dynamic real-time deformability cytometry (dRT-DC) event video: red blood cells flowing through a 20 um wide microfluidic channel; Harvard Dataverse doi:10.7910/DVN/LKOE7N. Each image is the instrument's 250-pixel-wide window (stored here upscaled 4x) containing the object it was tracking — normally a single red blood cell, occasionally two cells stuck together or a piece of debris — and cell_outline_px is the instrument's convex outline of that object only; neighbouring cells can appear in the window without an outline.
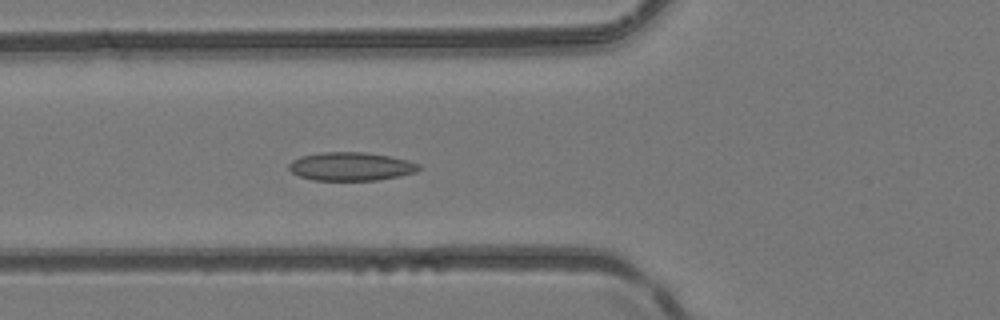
{"species": "common noctule bat (a hibernating species)", "species_latin": "Nyctalus noctula", "temperature_condition": "room temperature", "stored_images_in_passage": 40, "camera_frame_rate_fps": 3000, "um_per_image_px": 0.085, "animal": {"sex": "female", "body_mass_g": 24.6, "forearm_length_mm": 56.2}, "frame": {"image": 1, "passage_image": 12, "time_ms": 3.667, "image_size_px": [1000, 320], "cell_outline_px": [[424, 168], [416, 172], [400, 176], [380, 180], [312, 180], [300, 176], [292, 172], [288, 168], [288, 164], [292, 160], [300, 156], [320, 152], [364, 152], [388, 156], [408, 160], [420, 164]], "centroid_in_image_um": [29.85, 14.15], "position_along_channel_um": 95.9, "area_um2": 21.73}}
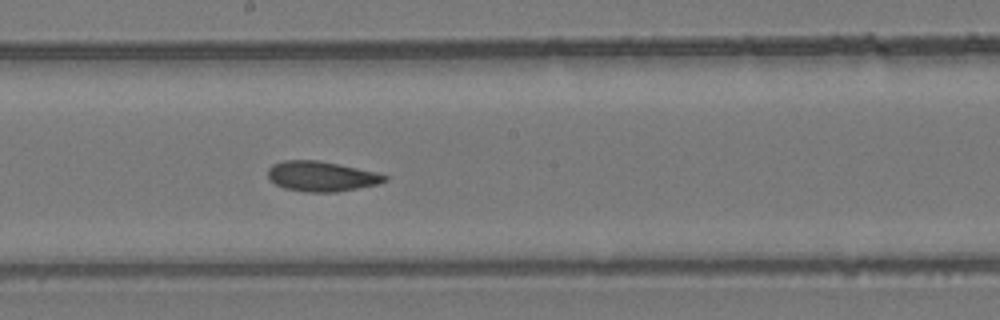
{"frame": {"image": 2, "passage_image": 21, "time_ms": 6.667, "image_size_px": [1000, 320], "cell_outline_px": [[388, 180], [380, 184], [336, 192], [308, 192], [284, 188], [268, 180], [268, 168], [272, 164], [284, 160], [316, 160], [376, 172], [388, 176]], "centroid_in_image_um": [27.31, 14.99], "position_along_channel_um": 220.9, "area_um2": 20.46}}
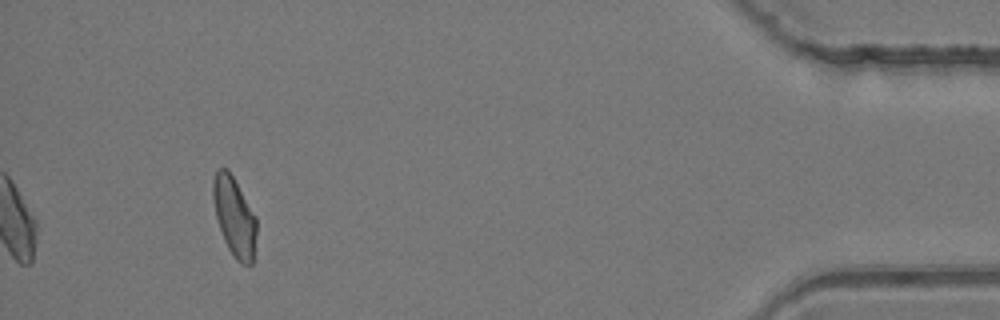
{"frame": {"image": 3, "passage_image": 40, "time_ms": 13.0, "image_size_px": [1000, 320], "cell_outline_px": [[256, 236], [252, 264], [240, 264], [232, 256], [224, 240], [216, 216], [212, 196], [212, 180], [216, 168], [228, 168], [256, 216]], "centroid_in_image_um": [19.9, 18.39], "position_along_channel_um": 415.3, "area_um2": 20.17}, "authors_computed_cell_mechanics": {"area_um2": 20.519, "velocity_mm_per_s": 4.1405, "shape_relaxation_time_tau1_ms": null, "shape_relaxation_time_tau2_ms": 3.5931, "deformation_change_tau1": null, "deformation_change_tau2": 0.0898}}